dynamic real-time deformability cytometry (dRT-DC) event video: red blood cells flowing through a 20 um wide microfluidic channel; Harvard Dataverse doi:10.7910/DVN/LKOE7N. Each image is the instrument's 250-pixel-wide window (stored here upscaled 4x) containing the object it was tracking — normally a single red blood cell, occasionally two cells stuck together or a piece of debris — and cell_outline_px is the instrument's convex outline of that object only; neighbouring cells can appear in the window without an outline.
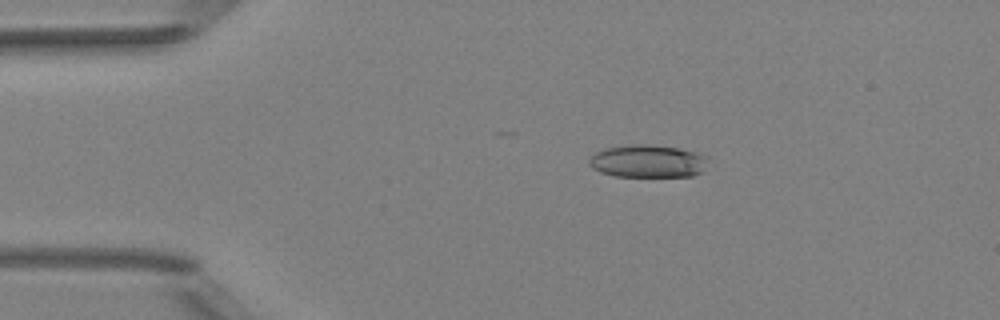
{"species": "Egyptian fruit bat (a non-hibernating species)", "species_latin": "Rousettus aegyptiacus", "temperature_condition": "room temperature", "stored_images_in_passage": 17, "camera_frame_rate_fps": 3000, "um_per_image_px": 0.085, "animal": {"sex": "female"}, "frame": {"image": 1, "passage_image": 10, "time_ms": 3.0, "image_size_px": [1000, 320], "cell_outline_px": [[708, 160], [700, 172], [692, 176], [616, 176], [600, 172], [592, 168], [588, 164], [588, 160], [596, 152], [604, 148], [628, 144], [644, 144], [680, 148], [696, 152], [708, 156]], "centroid_in_image_um": [55.04, 13.69], "position_along_channel_um": 30.0, "area_um2": 22.72}}